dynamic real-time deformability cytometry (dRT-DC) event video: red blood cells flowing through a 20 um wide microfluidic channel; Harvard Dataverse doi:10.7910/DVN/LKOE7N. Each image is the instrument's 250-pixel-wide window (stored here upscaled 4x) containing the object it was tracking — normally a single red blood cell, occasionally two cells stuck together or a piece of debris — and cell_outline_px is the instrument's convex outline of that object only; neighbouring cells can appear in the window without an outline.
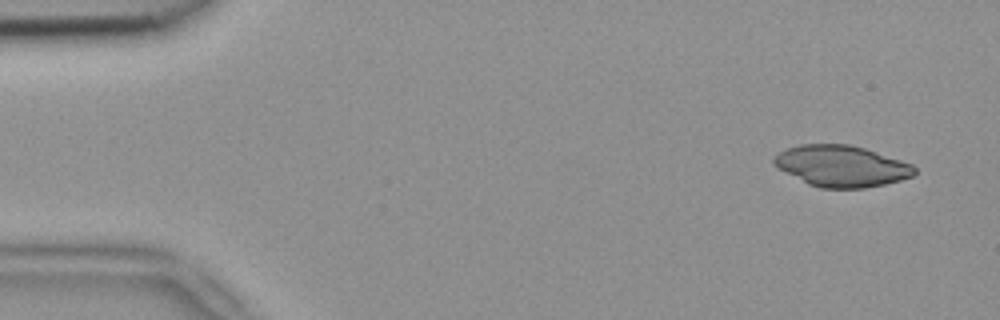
{"species": "common noctule bat (a hibernating species)", "species_latin": "Nyctalus noctula", "temperature_condition": "room temperature", "stored_images_in_passage": 4, "camera_frame_rate_fps": 3000, "um_per_image_px": 0.085, "animal": {"sex": "female", "body_mass_g": 18.4}, "frame": {"image": 1, "passage_image": 1, "time_ms": 0.0, "image_size_px": [1000, 320], "cell_outline_px": [[916, 172], [912, 176], [900, 180], [884, 184], [864, 188], [820, 188], [808, 184], [772, 164], [772, 156], [784, 148], [800, 144], [848, 144], [864, 148], [912, 164], [916, 168]], "centroid_in_image_um": [71.48, 14.1], "position_along_channel_um": 13.5, "area_um2": 33.76}}